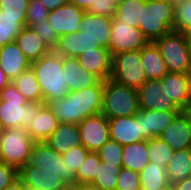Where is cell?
Here are the masks:
<instances>
[{
    "label": "cell",
    "mask_w": 191,
    "mask_h": 190,
    "mask_svg": "<svg viewBox=\"0 0 191 190\" xmlns=\"http://www.w3.org/2000/svg\"><path fill=\"white\" fill-rule=\"evenodd\" d=\"M103 81L95 86L69 91L68 95L47 103L59 123L79 124L87 117L101 113Z\"/></svg>",
    "instance_id": "6da1fadb"
},
{
    "label": "cell",
    "mask_w": 191,
    "mask_h": 190,
    "mask_svg": "<svg viewBox=\"0 0 191 190\" xmlns=\"http://www.w3.org/2000/svg\"><path fill=\"white\" fill-rule=\"evenodd\" d=\"M43 95V104L68 95L69 87L63 78V57L51 50L31 63Z\"/></svg>",
    "instance_id": "7a4b0ae2"
},
{
    "label": "cell",
    "mask_w": 191,
    "mask_h": 190,
    "mask_svg": "<svg viewBox=\"0 0 191 190\" xmlns=\"http://www.w3.org/2000/svg\"><path fill=\"white\" fill-rule=\"evenodd\" d=\"M0 123L3 129H27L42 103L28 102L11 82L0 91Z\"/></svg>",
    "instance_id": "3957f363"
},
{
    "label": "cell",
    "mask_w": 191,
    "mask_h": 190,
    "mask_svg": "<svg viewBox=\"0 0 191 190\" xmlns=\"http://www.w3.org/2000/svg\"><path fill=\"white\" fill-rule=\"evenodd\" d=\"M140 111L136 89L119 84L112 79L103 81L101 113L108 119L132 116Z\"/></svg>",
    "instance_id": "277c9868"
},
{
    "label": "cell",
    "mask_w": 191,
    "mask_h": 190,
    "mask_svg": "<svg viewBox=\"0 0 191 190\" xmlns=\"http://www.w3.org/2000/svg\"><path fill=\"white\" fill-rule=\"evenodd\" d=\"M174 10L175 5L167 0H146L138 28L149 42L173 30Z\"/></svg>",
    "instance_id": "5b68a950"
},
{
    "label": "cell",
    "mask_w": 191,
    "mask_h": 190,
    "mask_svg": "<svg viewBox=\"0 0 191 190\" xmlns=\"http://www.w3.org/2000/svg\"><path fill=\"white\" fill-rule=\"evenodd\" d=\"M168 72L191 73V45L188 34L171 30L154 41Z\"/></svg>",
    "instance_id": "8992f818"
},
{
    "label": "cell",
    "mask_w": 191,
    "mask_h": 190,
    "mask_svg": "<svg viewBox=\"0 0 191 190\" xmlns=\"http://www.w3.org/2000/svg\"><path fill=\"white\" fill-rule=\"evenodd\" d=\"M35 143L25 129L21 127L3 129L0 135V151L3 163L13 165L19 170L27 163Z\"/></svg>",
    "instance_id": "52a82bcc"
},
{
    "label": "cell",
    "mask_w": 191,
    "mask_h": 190,
    "mask_svg": "<svg viewBox=\"0 0 191 190\" xmlns=\"http://www.w3.org/2000/svg\"><path fill=\"white\" fill-rule=\"evenodd\" d=\"M110 79L138 90L147 81L142 67L141 50L126 51L113 55Z\"/></svg>",
    "instance_id": "ba28073f"
},
{
    "label": "cell",
    "mask_w": 191,
    "mask_h": 190,
    "mask_svg": "<svg viewBox=\"0 0 191 190\" xmlns=\"http://www.w3.org/2000/svg\"><path fill=\"white\" fill-rule=\"evenodd\" d=\"M149 43L139 28L112 17L109 52L111 56L126 51H138Z\"/></svg>",
    "instance_id": "9c48e42d"
},
{
    "label": "cell",
    "mask_w": 191,
    "mask_h": 190,
    "mask_svg": "<svg viewBox=\"0 0 191 190\" xmlns=\"http://www.w3.org/2000/svg\"><path fill=\"white\" fill-rule=\"evenodd\" d=\"M25 165L36 166L44 171L55 172L68 184H75V174L67 173L62 155L50 148L45 142H36Z\"/></svg>",
    "instance_id": "30bf717a"
},
{
    "label": "cell",
    "mask_w": 191,
    "mask_h": 190,
    "mask_svg": "<svg viewBox=\"0 0 191 190\" xmlns=\"http://www.w3.org/2000/svg\"><path fill=\"white\" fill-rule=\"evenodd\" d=\"M78 128L81 145L89 151L97 152L110 139L109 121L102 113L87 117Z\"/></svg>",
    "instance_id": "8fae6325"
},
{
    "label": "cell",
    "mask_w": 191,
    "mask_h": 190,
    "mask_svg": "<svg viewBox=\"0 0 191 190\" xmlns=\"http://www.w3.org/2000/svg\"><path fill=\"white\" fill-rule=\"evenodd\" d=\"M140 109L158 111H182L161 88V80H147L138 90Z\"/></svg>",
    "instance_id": "7c38bea8"
},
{
    "label": "cell",
    "mask_w": 191,
    "mask_h": 190,
    "mask_svg": "<svg viewBox=\"0 0 191 190\" xmlns=\"http://www.w3.org/2000/svg\"><path fill=\"white\" fill-rule=\"evenodd\" d=\"M18 177L30 190H61L68 183L55 172L44 171L36 166L24 165L18 170Z\"/></svg>",
    "instance_id": "4fadbf2b"
},
{
    "label": "cell",
    "mask_w": 191,
    "mask_h": 190,
    "mask_svg": "<svg viewBox=\"0 0 191 190\" xmlns=\"http://www.w3.org/2000/svg\"><path fill=\"white\" fill-rule=\"evenodd\" d=\"M86 11L67 2L63 6L49 11L48 20L58 36L80 31V23Z\"/></svg>",
    "instance_id": "5bb4252c"
},
{
    "label": "cell",
    "mask_w": 191,
    "mask_h": 190,
    "mask_svg": "<svg viewBox=\"0 0 191 190\" xmlns=\"http://www.w3.org/2000/svg\"><path fill=\"white\" fill-rule=\"evenodd\" d=\"M108 121L110 139L122 146L145 140L141 121H137L135 115L110 118Z\"/></svg>",
    "instance_id": "9a60e30c"
},
{
    "label": "cell",
    "mask_w": 191,
    "mask_h": 190,
    "mask_svg": "<svg viewBox=\"0 0 191 190\" xmlns=\"http://www.w3.org/2000/svg\"><path fill=\"white\" fill-rule=\"evenodd\" d=\"M160 80L161 88L182 110L191 100V73L168 72Z\"/></svg>",
    "instance_id": "2e32d148"
},
{
    "label": "cell",
    "mask_w": 191,
    "mask_h": 190,
    "mask_svg": "<svg viewBox=\"0 0 191 190\" xmlns=\"http://www.w3.org/2000/svg\"><path fill=\"white\" fill-rule=\"evenodd\" d=\"M174 151L191 148V124L181 111L159 136Z\"/></svg>",
    "instance_id": "e0dca14e"
},
{
    "label": "cell",
    "mask_w": 191,
    "mask_h": 190,
    "mask_svg": "<svg viewBox=\"0 0 191 190\" xmlns=\"http://www.w3.org/2000/svg\"><path fill=\"white\" fill-rule=\"evenodd\" d=\"M181 111H158L140 109L135 114L136 120L141 121L142 137L150 140L159 137L163 130L172 122Z\"/></svg>",
    "instance_id": "ac0fdd59"
},
{
    "label": "cell",
    "mask_w": 191,
    "mask_h": 190,
    "mask_svg": "<svg viewBox=\"0 0 191 190\" xmlns=\"http://www.w3.org/2000/svg\"><path fill=\"white\" fill-rule=\"evenodd\" d=\"M79 26L86 37L109 49L112 18L85 12Z\"/></svg>",
    "instance_id": "d6986e66"
},
{
    "label": "cell",
    "mask_w": 191,
    "mask_h": 190,
    "mask_svg": "<svg viewBox=\"0 0 191 190\" xmlns=\"http://www.w3.org/2000/svg\"><path fill=\"white\" fill-rule=\"evenodd\" d=\"M83 68L95 74L101 81L111 77L112 56L105 47L96 48L95 51L84 52L76 58Z\"/></svg>",
    "instance_id": "ffe728a7"
},
{
    "label": "cell",
    "mask_w": 191,
    "mask_h": 190,
    "mask_svg": "<svg viewBox=\"0 0 191 190\" xmlns=\"http://www.w3.org/2000/svg\"><path fill=\"white\" fill-rule=\"evenodd\" d=\"M0 67L9 80L13 81L31 68V63L14 41L0 47Z\"/></svg>",
    "instance_id": "44dd1931"
},
{
    "label": "cell",
    "mask_w": 191,
    "mask_h": 190,
    "mask_svg": "<svg viewBox=\"0 0 191 190\" xmlns=\"http://www.w3.org/2000/svg\"><path fill=\"white\" fill-rule=\"evenodd\" d=\"M101 47L98 42L89 39L81 31L59 36L54 51L66 58H77L84 52L95 51Z\"/></svg>",
    "instance_id": "7402d4cb"
},
{
    "label": "cell",
    "mask_w": 191,
    "mask_h": 190,
    "mask_svg": "<svg viewBox=\"0 0 191 190\" xmlns=\"http://www.w3.org/2000/svg\"><path fill=\"white\" fill-rule=\"evenodd\" d=\"M63 78L69 91L92 87L100 81L95 74L83 68L76 58L66 57H63Z\"/></svg>",
    "instance_id": "603a6c76"
},
{
    "label": "cell",
    "mask_w": 191,
    "mask_h": 190,
    "mask_svg": "<svg viewBox=\"0 0 191 190\" xmlns=\"http://www.w3.org/2000/svg\"><path fill=\"white\" fill-rule=\"evenodd\" d=\"M44 142L57 153L61 155L66 153L73 146L81 145L78 124L59 123L52 135Z\"/></svg>",
    "instance_id": "cb8c5ba5"
},
{
    "label": "cell",
    "mask_w": 191,
    "mask_h": 190,
    "mask_svg": "<svg viewBox=\"0 0 191 190\" xmlns=\"http://www.w3.org/2000/svg\"><path fill=\"white\" fill-rule=\"evenodd\" d=\"M59 121L47 104L37 108V115L25 130L35 142H44L58 127Z\"/></svg>",
    "instance_id": "d4e9b609"
},
{
    "label": "cell",
    "mask_w": 191,
    "mask_h": 190,
    "mask_svg": "<svg viewBox=\"0 0 191 190\" xmlns=\"http://www.w3.org/2000/svg\"><path fill=\"white\" fill-rule=\"evenodd\" d=\"M15 42L30 63L39 60L51 51L34 29L27 26L22 28Z\"/></svg>",
    "instance_id": "484cf974"
},
{
    "label": "cell",
    "mask_w": 191,
    "mask_h": 190,
    "mask_svg": "<svg viewBox=\"0 0 191 190\" xmlns=\"http://www.w3.org/2000/svg\"><path fill=\"white\" fill-rule=\"evenodd\" d=\"M141 61L147 80L161 79L168 73L165 61L154 42L141 49Z\"/></svg>",
    "instance_id": "4316f807"
},
{
    "label": "cell",
    "mask_w": 191,
    "mask_h": 190,
    "mask_svg": "<svg viewBox=\"0 0 191 190\" xmlns=\"http://www.w3.org/2000/svg\"><path fill=\"white\" fill-rule=\"evenodd\" d=\"M165 169L170 185L191 177V148L174 151Z\"/></svg>",
    "instance_id": "83f0119b"
},
{
    "label": "cell",
    "mask_w": 191,
    "mask_h": 190,
    "mask_svg": "<svg viewBox=\"0 0 191 190\" xmlns=\"http://www.w3.org/2000/svg\"><path fill=\"white\" fill-rule=\"evenodd\" d=\"M149 162L148 140L123 146L122 168H128L140 173Z\"/></svg>",
    "instance_id": "f1b7e54d"
},
{
    "label": "cell",
    "mask_w": 191,
    "mask_h": 190,
    "mask_svg": "<svg viewBox=\"0 0 191 190\" xmlns=\"http://www.w3.org/2000/svg\"><path fill=\"white\" fill-rule=\"evenodd\" d=\"M139 176L141 190H164L170 186L165 167L156 163L149 162Z\"/></svg>",
    "instance_id": "f546056e"
},
{
    "label": "cell",
    "mask_w": 191,
    "mask_h": 190,
    "mask_svg": "<svg viewBox=\"0 0 191 190\" xmlns=\"http://www.w3.org/2000/svg\"><path fill=\"white\" fill-rule=\"evenodd\" d=\"M11 82L28 102L43 104V95L41 93L40 85L32 68L22 72Z\"/></svg>",
    "instance_id": "4dcf8cb0"
},
{
    "label": "cell",
    "mask_w": 191,
    "mask_h": 190,
    "mask_svg": "<svg viewBox=\"0 0 191 190\" xmlns=\"http://www.w3.org/2000/svg\"><path fill=\"white\" fill-rule=\"evenodd\" d=\"M146 0H123L116 4L115 17L126 22L133 28H138L141 21L142 8Z\"/></svg>",
    "instance_id": "1f68e13d"
},
{
    "label": "cell",
    "mask_w": 191,
    "mask_h": 190,
    "mask_svg": "<svg viewBox=\"0 0 191 190\" xmlns=\"http://www.w3.org/2000/svg\"><path fill=\"white\" fill-rule=\"evenodd\" d=\"M26 26V17H10L0 10V47L12 43Z\"/></svg>",
    "instance_id": "d6a6232c"
},
{
    "label": "cell",
    "mask_w": 191,
    "mask_h": 190,
    "mask_svg": "<svg viewBox=\"0 0 191 190\" xmlns=\"http://www.w3.org/2000/svg\"><path fill=\"white\" fill-rule=\"evenodd\" d=\"M121 167L101 161L98 166L97 176L90 184L100 190H116V184Z\"/></svg>",
    "instance_id": "836d02e7"
},
{
    "label": "cell",
    "mask_w": 191,
    "mask_h": 190,
    "mask_svg": "<svg viewBox=\"0 0 191 190\" xmlns=\"http://www.w3.org/2000/svg\"><path fill=\"white\" fill-rule=\"evenodd\" d=\"M174 150L160 137L148 140V158L151 163L159 164L166 168Z\"/></svg>",
    "instance_id": "e575fe53"
},
{
    "label": "cell",
    "mask_w": 191,
    "mask_h": 190,
    "mask_svg": "<svg viewBox=\"0 0 191 190\" xmlns=\"http://www.w3.org/2000/svg\"><path fill=\"white\" fill-rule=\"evenodd\" d=\"M100 162L98 153L90 151L75 174V184H91L97 176Z\"/></svg>",
    "instance_id": "d590c367"
},
{
    "label": "cell",
    "mask_w": 191,
    "mask_h": 190,
    "mask_svg": "<svg viewBox=\"0 0 191 190\" xmlns=\"http://www.w3.org/2000/svg\"><path fill=\"white\" fill-rule=\"evenodd\" d=\"M173 30L185 34L191 32V0L175 4Z\"/></svg>",
    "instance_id": "8d00e7d4"
},
{
    "label": "cell",
    "mask_w": 191,
    "mask_h": 190,
    "mask_svg": "<svg viewBox=\"0 0 191 190\" xmlns=\"http://www.w3.org/2000/svg\"><path fill=\"white\" fill-rule=\"evenodd\" d=\"M89 152L83 145H78L73 146L66 153L62 154L67 173L76 174Z\"/></svg>",
    "instance_id": "74e56055"
},
{
    "label": "cell",
    "mask_w": 191,
    "mask_h": 190,
    "mask_svg": "<svg viewBox=\"0 0 191 190\" xmlns=\"http://www.w3.org/2000/svg\"><path fill=\"white\" fill-rule=\"evenodd\" d=\"M123 146L118 142L109 139L98 151L101 161L122 167Z\"/></svg>",
    "instance_id": "f35d334b"
},
{
    "label": "cell",
    "mask_w": 191,
    "mask_h": 190,
    "mask_svg": "<svg viewBox=\"0 0 191 190\" xmlns=\"http://www.w3.org/2000/svg\"><path fill=\"white\" fill-rule=\"evenodd\" d=\"M49 11L44 7L40 0H29L26 12V26L34 28L42 21L48 19Z\"/></svg>",
    "instance_id": "ab89813d"
},
{
    "label": "cell",
    "mask_w": 191,
    "mask_h": 190,
    "mask_svg": "<svg viewBox=\"0 0 191 190\" xmlns=\"http://www.w3.org/2000/svg\"><path fill=\"white\" fill-rule=\"evenodd\" d=\"M116 190H141L140 176L128 168H122L118 175Z\"/></svg>",
    "instance_id": "60d3db41"
},
{
    "label": "cell",
    "mask_w": 191,
    "mask_h": 190,
    "mask_svg": "<svg viewBox=\"0 0 191 190\" xmlns=\"http://www.w3.org/2000/svg\"><path fill=\"white\" fill-rule=\"evenodd\" d=\"M29 0H0V10L10 17H26Z\"/></svg>",
    "instance_id": "b9f144b4"
},
{
    "label": "cell",
    "mask_w": 191,
    "mask_h": 190,
    "mask_svg": "<svg viewBox=\"0 0 191 190\" xmlns=\"http://www.w3.org/2000/svg\"><path fill=\"white\" fill-rule=\"evenodd\" d=\"M33 29L41 37L43 42L51 50H54V48L58 44L59 36L52 28L50 21L48 19L46 21H42L41 23H39V25L35 26Z\"/></svg>",
    "instance_id": "7bdbcfd3"
},
{
    "label": "cell",
    "mask_w": 191,
    "mask_h": 190,
    "mask_svg": "<svg viewBox=\"0 0 191 190\" xmlns=\"http://www.w3.org/2000/svg\"><path fill=\"white\" fill-rule=\"evenodd\" d=\"M115 10L116 4L113 0H97L86 12L112 18L115 16Z\"/></svg>",
    "instance_id": "ee69618b"
},
{
    "label": "cell",
    "mask_w": 191,
    "mask_h": 190,
    "mask_svg": "<svg viewBox=\"0 0 191 190\" xmlns=\"http://www.w3.org/2000/svg\"><path fill=\"white\" fill-rule=\"evenodd\" d=\"M18 178V169L6 163L0 164V190H5Z\"/></svg>",
    "instance_id": "f6af8a7d"
},
{
    "label": "cell",
    "mask_w": 191,
    "mask_h": 190,
    "mask_svg": "<svg viewBox=\"0 0 191 190\" xmlns=\"http://www.w3.org/2000/svg\"><path fill=\"white\" fill-rule=\"evenodd\" d=\"M48 11L55 10L68 2V0H40Z\"/></svg>",
    "instance_id": "bcb514c9"
},
{
    "label": "cell",
    "mask_w": 191,
    "mask_h": 190,
    "mask_svg": "<svg viewBox=\"0 0 191 190\" xmlns=\"http://www.w3.org/2000/svg\"><path fill=\"white\" fill-rule=\"evenodd\" d=\"M174 190H191V177L172 184Z\"/></svg>",
    "instance_id": "7dc6e473"
},
{
    "label": "cell",
    "mask_w": 191,
    "mask_h": 190,
    "mask_svg": "<svg viewBox=\"0 0 191 190\" xmlns=\"http://www.w3.org/2000/svg\"><path fill=\"white\" fill-rule=\"evenodd\" d=\"M96 1L97 0H68L69 3L80 7L84 11H87L90 8V6Z\"/></svg>",
    "instance_id": "c3c4849f"
},
{
    "label": "cell",
    "mask_w": 191,
    "mask_h": 190,
    "mask_svg": "<svg viewBox=\"0 0 191 190\" xmlns=\"http://www.w3.org/2000/svg\"><path fill=\"white\" fill-rule=\"evenodd\" d=\"M5 190H28V188L23 184L22 180L18 177Z\"/></svg>",
    "instance_id": "681fc988"
},
{
    "label": "cell",
    "mask_w": 191,
    "mask_h": 190,
    "mask_svg": "<svg viewBox=\"0 0 191 190\" xmlns=\"http://www.w3.org/2000/svg\"><path fill=\"white\" fill-rule=\"evenodd\" d=\"M11 81L9 80V78L5 75L4 71L1 69L0 67V91L7 86L8 84H10Z\"/></svg>",
    "instance_id": "f907efd6"
},
{
    "label": "cell",
    "mask_w": 191,
    "mask_h": 190,
    "mask_svg": "<svg viewBox=\"0 0 191 190\" xmlns=\"http://www.w3.org/2000/svg\"><path fill=\"white\" fill-rule=\"evenodd\" d=\"M182 112L187 116L191 124V100L186 104V106L182 109Z\"/></svg>",
    "instance_id": "816d5d0a"
},
{
    "label": "cell",
    "mask_w": 191,
    "mask_h": 190,
    "mask_svg": "<svg viewBox=\"0 0 191 190\" xmlns=\"http://www.w3.org/2000/svg\"><path fill=\"white\" fill-rule=\"evenodd\" d=\"M78 190H100L90 184H78Z\"/></svg>",
    "instance_id": "f5cc1de1"
},
{
    "label": "cell",
    "mask_w": 191,
    "mask_h": 190,
    "mask_svg": "<svg viewBox=\"0 0 191 190\" xmlns=\"http://www.w3.org/2000/svg\"><path fill=\"white\" fill-rule=\"evenodd\" d=\"M61 190H78V184H67Z\"/></svg>",
    "instance_id": "db71d44e"
},
{
    "label": "cell",
    "mask_w": 191,
    "mask_h": 190,
    "mask_svg": "<svg viewBox=\"0 0 191 190\" xmlns=\"http://www.w3.org/2000/svg\"><path fill=\"white\" fill-rule=\"evenodd\" d=\"M167 1L175 5L186 0H167Z\"/></svg>",
    "instance_id": "11a10c76"
},
{
    "label": "cell",
    "mask_w": 191,
    "mask_h": 190,
    "mask_svg": "<svg viewBox=\"0 0 191 190\" xmlns=\"http://www.w3.org/2000/svg\"><path fill=\"white\" fill-rule=\"evenodd\" d=\"M164 190H174V188H173L172 185H170V186H168L167 188H165Z\"/></svg>",
    "instance_id": "9f6ffc18"
},
{
    "label": "cell",
    "mask_w": 191,
    "mask_h": 190,
    "mask_svg": "<svg viewBox=\"0 0 191 190\" xmlns=\"http://www.w3.org/2000/svg\"><path fill=\"white\" fill-rule=\"evenodd\" d=\"M115 4L120 3L123 0H113Z\"/></svg>",
    "instance_id": "6f0895ef"
},
{
    "label": "cell",
    "mask_w": 191,
    "mask_h": 190,
    "mask_svg": "<svg viewBox=\"0 0 191 190\" xmlns=\"http://www.w3.org/2000/svg\"><path fill=\"white\" fill-rule=\"evenodd\" d=\"M190 45H191V32L188 34Z\"/></svg>",
    "instance_id": "680465c9"
},
{
    "label": "cell",
    "mask_w": 191,
    "mask_h": 190,
    "mask_svg": "<svg viewBox=\"0 0 191 190\" xmlns=\"http://www.w3.org/2000/svg\"><path fill=\"white\" fill-rule=\"evenodd\" d=\"M2 131H3V128H2L1 123H0V135L2 134Z\"/></svg>",
    "instance_id": "91938a15"
},
{
    "label": "cell",
    "mask_w": 191,
    "mask_h": 190,
    "mask_svg": "<svg viewBox=\"0 0 191 190\" xmlns=\"http://www.w3.org/2000/svg\"><path fill=\"white\" fill-rule=\"evenodd\" d=\"M3 163L2 156H1V151H0V164Z\"/></svg>",
    "instance_id": "94428289"
}]
</instances>
